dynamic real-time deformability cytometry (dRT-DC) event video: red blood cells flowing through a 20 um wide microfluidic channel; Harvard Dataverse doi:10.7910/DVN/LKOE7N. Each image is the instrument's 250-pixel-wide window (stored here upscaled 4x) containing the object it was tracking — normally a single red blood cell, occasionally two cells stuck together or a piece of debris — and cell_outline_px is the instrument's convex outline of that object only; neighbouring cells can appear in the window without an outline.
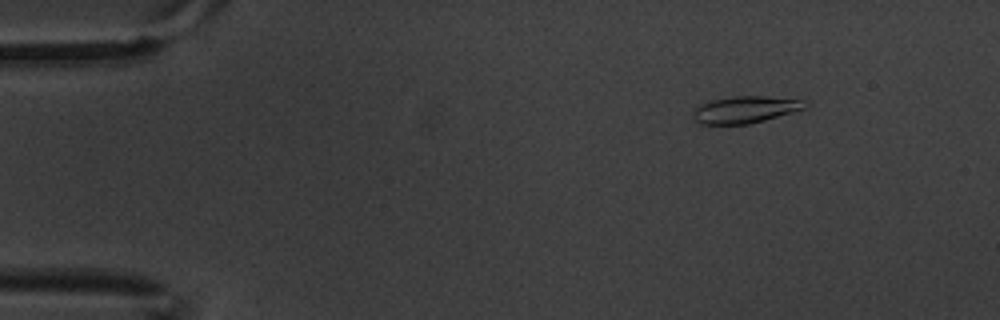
{"species": "common noctule bat (a hibernating species)", "species_latin": "Nyctalus noctula", "temperature_condition": "warm", "stored_images_in_passage": 5, "camera_frame_rate_fps": 3000, "um_per_image_px": 0.085, "animal": {"sex": "male", "body_mass_g": 20.1, "forearm_length_mm": 53.5}, "frame": {"image": 1, "passage_image": 2, "time_ms": 0.333, "image_size_px": [1000, 320], "cell_outline_px": [[808, 104], [804, 108], [792, 112], [764, 120], [748, 124], [700, 124], [692, 116], [692, 112], [700, 104], [712, 100], [732, 96], [764, 96], [804, 100]], "centroid_in_image_um": [63.31, 9.31], "position_along_channel_um": 21.7, "area_um2": 17.4}}